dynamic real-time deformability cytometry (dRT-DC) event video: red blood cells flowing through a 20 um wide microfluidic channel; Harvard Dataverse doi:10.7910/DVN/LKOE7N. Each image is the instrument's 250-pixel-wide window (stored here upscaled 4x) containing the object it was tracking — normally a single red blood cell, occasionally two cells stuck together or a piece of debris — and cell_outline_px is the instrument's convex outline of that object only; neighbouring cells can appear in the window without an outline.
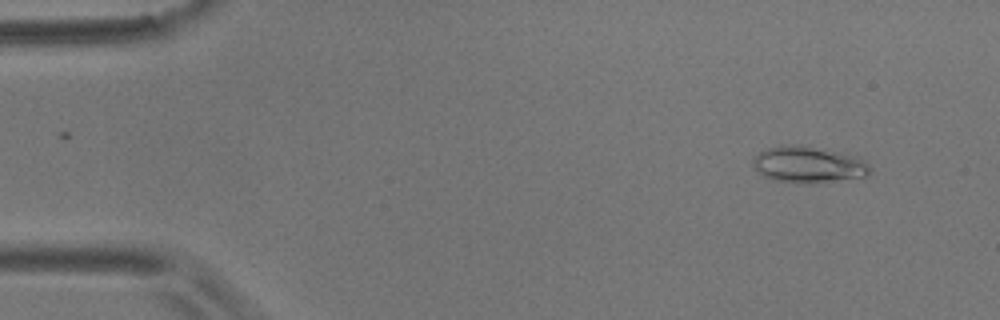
{"species": "common noctule bat (a hibernating species)", "species_latin": "Nyctalus noctula", "temperature_condition": "room temperature", "stored_images_in_passage": 29, "camera_frame_rate_fps": 3000, "um_per_image_px": 0.085, "animal": {"sex": "male", "body_mass_g": 17.9}, "frame": {"image": 1, "passage_image": 4, "time_ms": 1.0, "image_size_px": [1000, 320], "cell_outline_px": [[872, 172], [864, 176], [808, 184], [804, 184], [772, 180], [764, 176], [752, 164], [752, 160], [760, 152], [768, 148], [788, 144], [800, 144], [856, 156], [864, 160], [868, 164]], "centroid_in_image_um": [68.7, 13.99], "position_along_channel_um": 16.3, "area_um2": 24.68}}
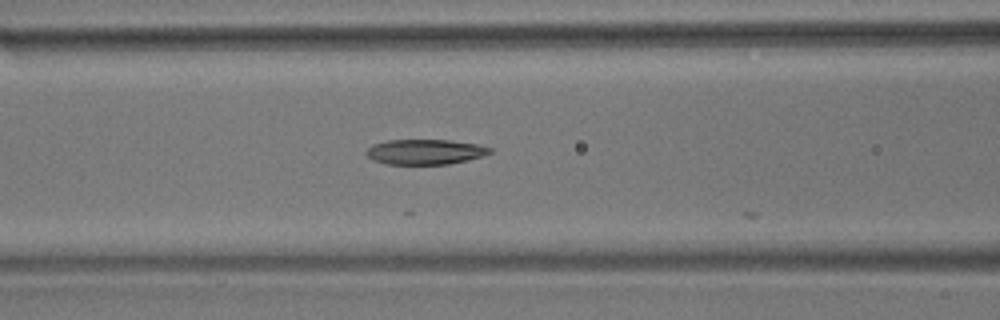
{"frame": {"image": 2, "passage_image": 22, "time_ms": 7.0, "image_size_px": [1000, 320], "cell_outline_px": [[492, 152], [484, 156], [468, 160], [448, 164], [388, 164], [372, 160], [364, 152], [372, 144], [388, 140], [448, 140], [476, 144], [492, 148]], "centroid_in_image_um": [36.13, 12.91], "position_along_channel_um": 130.5, "area_um2": 18.15}}
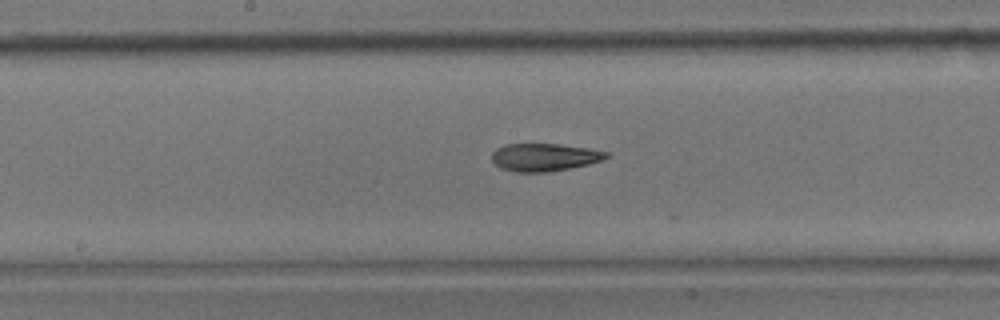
{"frame": {"image": 3, "passage_image": 28, "time_ms": 9.0, "image_size_px": [1000, 320], "cell_outline_px": [[608, 156], [604, 160], [588, 164], [548, 172], [516, 172], [500, 168], [492, 160], [492, 152], [496, 148], [504, 144], [560, 144], [588, 148], [608, 152]], "centroid_in_image_um": [46.25, 13.36], "position_along_channel_um": 201.9, "area_um2": 18.5}}